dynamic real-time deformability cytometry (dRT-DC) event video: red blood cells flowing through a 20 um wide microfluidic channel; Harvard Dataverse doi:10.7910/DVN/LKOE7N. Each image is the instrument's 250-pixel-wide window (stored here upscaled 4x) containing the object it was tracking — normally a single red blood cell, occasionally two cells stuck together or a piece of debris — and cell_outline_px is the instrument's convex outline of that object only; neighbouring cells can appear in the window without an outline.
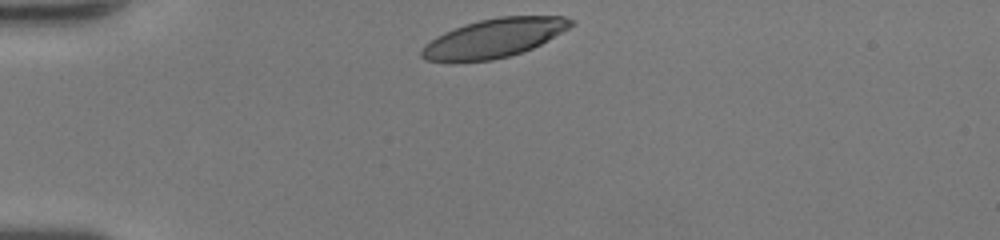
{"species": "human", "species_latin": "Homo sapiens", "temperature_condition": "room temperature", "stored_images_in_passage": 29, "camera_frame_rate_fps": 3000, "um_per_image_px": 0.085, "donor": {"sex": "female"}, "frame": {"image": 1, "passage_image": 1, "time_ms": 0.0, "image_size_px": [1000, 240], "cell_outline_px": [[572, 24], [568, 28], [548, 40], [532, 48], [508, 56], [492, 60], [452, 64], [448, 64], [424, 60], [420, 56], [420, 52], [424, 44], [436, 36], [444, 32], [480, 20], [500, 16], [564, 16], [572, 20]], "centroid_in_image_um": [41.89, 3.28], "position_along_channel_um": 43.1, "area_um2": 34.04}}
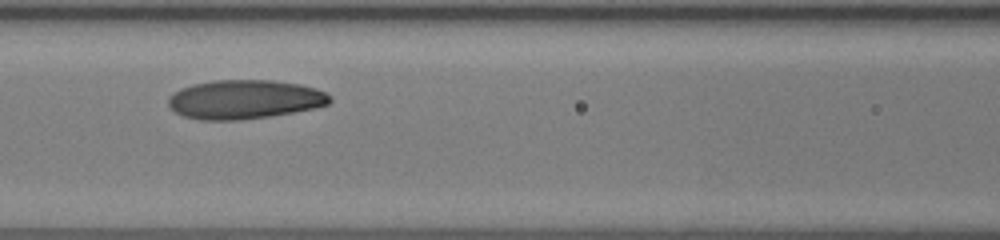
{"frame": {"image": 2, "passage_image": 11, "time_ms": 3.333, "image_size_px": [1000, 240], "cell_outline_px": [[332, 100], [328, 104], [316, 108], [268, 116], [240, 120], [200, 120], [184, 116], [176, 112], [168, 104], [168, 96], [172, 92], [180, 88], [192, 84], [216, 80], [272, 80], [300, 84], [316, 88], [332, 96]], "centroid_in_image_um": [20.78, 8.44], "position_along_channel_um": 145.8, "area_um2": 36.88}}
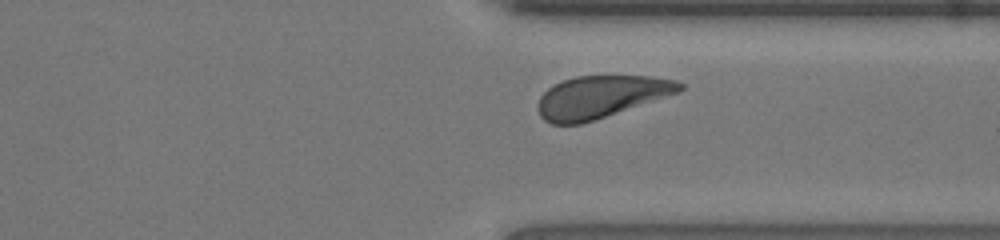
{"frame": {"image": 3, "passage_image": 26, "time_ms": 8.333, "image_size_px": [1000, 240], "cell_outline_px": [[684, 88], [680, 92], [580, 124], [552, 124], [544, 120], [540, 116], [536, 108], [540, 96], [548, 88], [564, 80], [576, 76], [652, 76], [676, 80], [684, 84]], "centroid_in_image_um": [51.06, 8.22], "position_along_channel_um": 360.3, "area_um2": 34.68}, "authors_computed_cell_mechanics": {"area_um2": 36.2406, "velocity_mm_per_s": 4.2855, "shape_relaxation_time_tau1_ms": 2.2003, "shape_relaxation_time_tau2_ms": 3.3562, "deformation_change_tau1": 0.1394, "deformation_change_tau2": 0.1084}}